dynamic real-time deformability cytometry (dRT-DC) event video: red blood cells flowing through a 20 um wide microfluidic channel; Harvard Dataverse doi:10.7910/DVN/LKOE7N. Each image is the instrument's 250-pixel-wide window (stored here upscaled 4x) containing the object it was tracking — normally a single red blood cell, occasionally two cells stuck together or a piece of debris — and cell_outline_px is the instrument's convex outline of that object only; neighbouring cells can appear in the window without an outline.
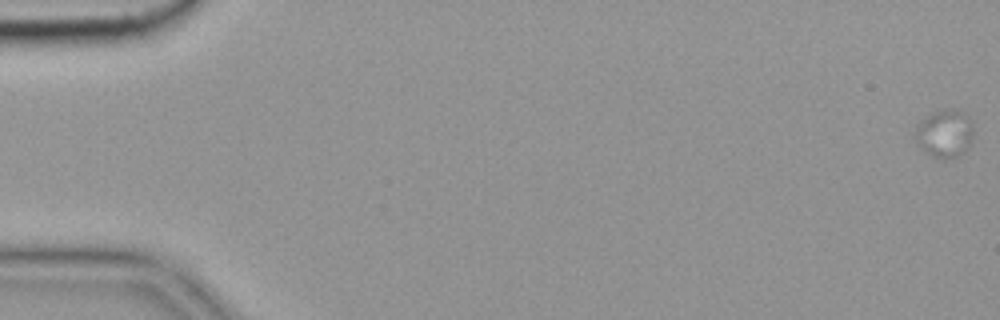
{"species": "common noctule bat (a hibernating species)", "species_latin": "Nyctalus noctula", "temperature_condition": "cold", "stored_images_in_passage": 21, "camera_frame_rate_fps": 3000, "um_per_image_px": 0.085, "animal": {"sex": "female", "body_mass_g": 19.9}, "frame": {"image": 1, "passage_image": 1, "time_ms": 0.0, "image_size_px": [1000, 320], "cell_outline_px": [[972, 144], [956, 156], [944, 160], [928, 152], [916, 140], [912, 132], [916, 124], [928, 112], [944, 108], [960, 108], [972, 120]], "centroid_in_image_um": [80.29, 11.25], "position_along_channel_um": 4.7, "area_um2": 16.65}}
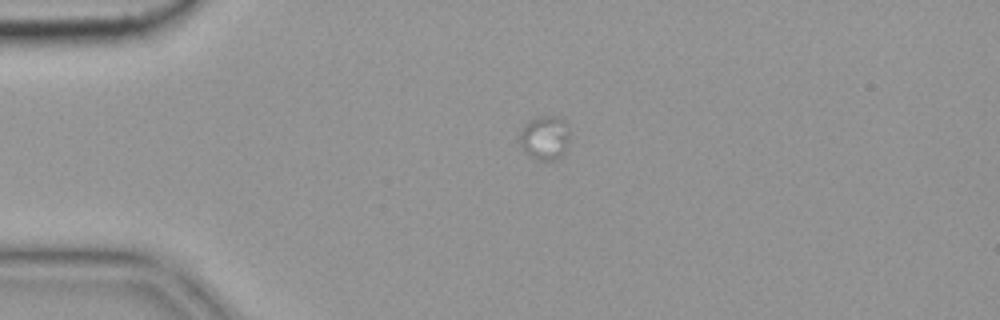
{"frame": {"image": 2, "passage_image": 15, "time_ms": 4.667, "image_size_px": [1000, 320], "cell_outline_px": [[568, 140], [564, 152], [560, 156], [552, 160], [540, 160], [532, 156], [520, 144], [520, 132], [524, 124], [528, 120], [540, 116], [560, 116], [564, 120], [568, 128]], "centroid_in_image_um": [46.31, 11.66], "position_along_channel_um": 38.7, "area_um2": 12.6}}
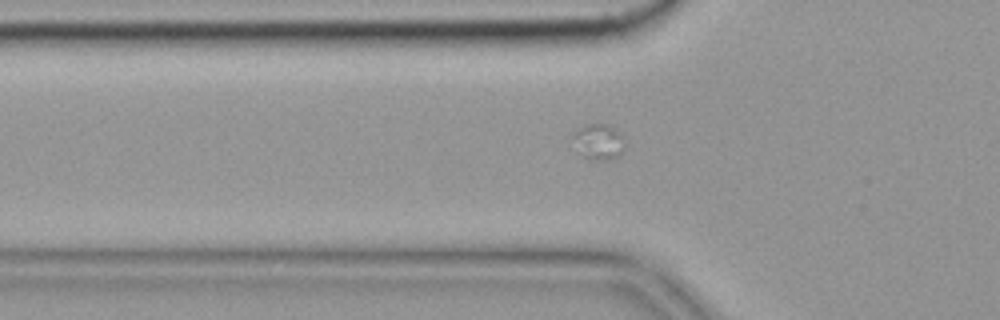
{"frame": {"image": 3, "passage_image": 21, "time_ms": 6.667, "image_size_px": [1000, 320], "cell_outline_px": [[624, 148], [616, 156], [608, 160], [588, 160], [584, 156], [572, 136], [572, 132], [576, 128], [584, 124], [608, 124], [616, 128], [624, 136]], "centroid_in_image_um": [50.9, 12.0], "position_along_channel_um": 74.9, "area_um2": 10.81}}